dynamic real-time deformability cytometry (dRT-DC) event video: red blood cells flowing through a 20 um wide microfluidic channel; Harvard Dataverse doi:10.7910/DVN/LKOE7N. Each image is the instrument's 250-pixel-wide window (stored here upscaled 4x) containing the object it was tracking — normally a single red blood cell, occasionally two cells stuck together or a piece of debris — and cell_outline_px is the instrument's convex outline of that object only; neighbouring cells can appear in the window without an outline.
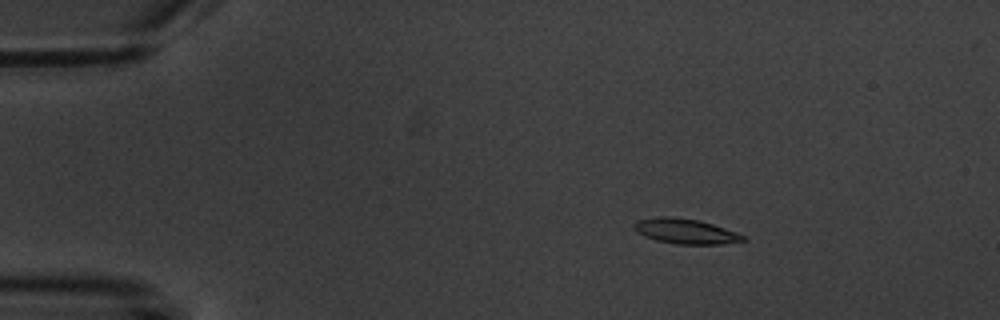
{"species": "common noctule bat (a hibernating species)", "species_latin": "Nyctalus noctula", "temperature_condition": "warm", "stored_images_in_passage": 4, "camera_frame_rate_fps": 3000, "um_per_image_px": 0.085, "animal": {"sex": "male", "body_mass_g": 20.1, "forearm_length_mm": 53.5}, "frame": {"image": 1, "passage_image": 2, "time_ms": 1.0, "image_size_px": [1000, 320], "cell_outline_px": [[748, 240], [720, 244], [676, 244], [656, 240], [644, 236], [636, 232], [632, 224], [636, 220], [660, 216], [668, 216], [696, 220], [712, 224], [736, 232], [744, 236]], "centroid_in_image_um": [58.22, 19.66], "position_along_channel_um": 26.8, "area_um2": 15.84}}